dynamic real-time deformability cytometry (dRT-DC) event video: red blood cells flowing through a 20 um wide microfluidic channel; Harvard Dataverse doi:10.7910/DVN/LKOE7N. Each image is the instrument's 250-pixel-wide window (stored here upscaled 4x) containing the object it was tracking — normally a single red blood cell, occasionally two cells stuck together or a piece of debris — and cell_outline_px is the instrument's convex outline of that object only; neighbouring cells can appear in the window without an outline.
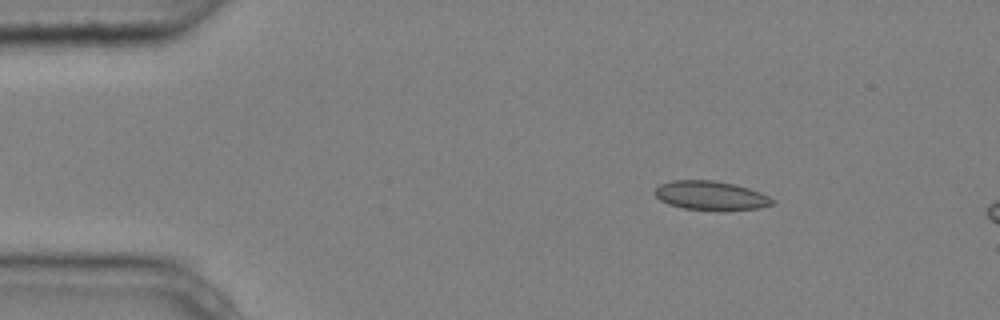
{"species": "common noctule bat (a hibernating species)", "species_latin": "Nyctalus noctula", "temperature_condition": "cold", "stored_images_in_passage": 3, "camera_frame_rate_fps": 3000, "um_per_image_px": 0.085, "animal": {"sex": "male", "body_mass_g": 20.4}, "frame": {"image": 1, "passage_image": 2, "time_ms": 0.333, "image_size_px": [1000, 320], "cell_outline_px": [[776, 200], [772, 204], [760, 208], [728, 212], [716, 212], [684, 208], [668, 204], [660, 200], [652, 192], [660, 184], [672, 180], [716, 180], [748, 188], [760, 192]], "centroid_in_image_um": [60.42, 16.65], "position_along_channel_um": 24.6, "area_um2": 20.46}}